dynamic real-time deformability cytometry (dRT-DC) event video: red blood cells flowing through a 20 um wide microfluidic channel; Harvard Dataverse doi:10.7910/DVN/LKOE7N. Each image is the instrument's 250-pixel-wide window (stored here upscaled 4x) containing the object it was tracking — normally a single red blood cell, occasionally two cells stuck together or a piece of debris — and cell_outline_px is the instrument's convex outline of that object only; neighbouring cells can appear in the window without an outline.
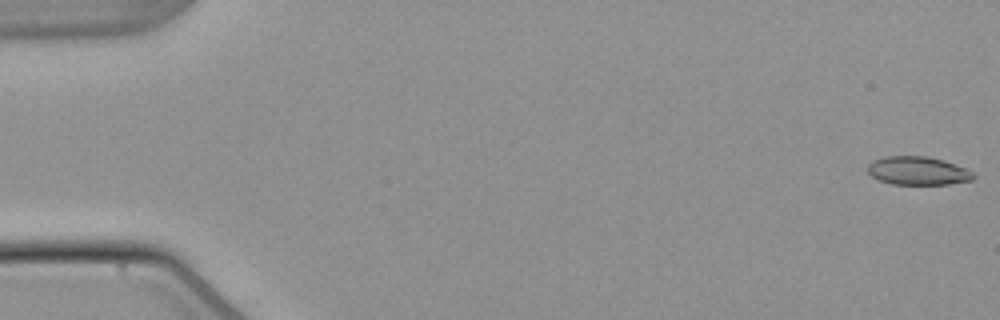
{"species": "common noctule bat (a hibernating species)", "species_latin": "Nyctalus noctula", "temperature_condition": "warm", "stored_images_in_passage": 45, "camera_frame_rate_fps": 3000, "um_per_image_px": 0.085, "animal": {"sex": "male", "body_mass_g": 21.5, "forearm_length_mm": 52.0}, "frame": {"image": 1, "passage_image": 1, "time_ms": 0.0, "image_size_px": [1000, 320], "cell_outline_px": [[976, 176], [972, 180], [948, 184], [892, 184], [880, 180], [872, 176], [868, 172], [868, 164], [872, 160], [884, 156], [928, 156], [944, 160], [964, 168], [972, 172]], "centroid_in_image_um": [78.0, 14.51], "position_along_channel_um": 7.0, "area_um2": 17.46}}
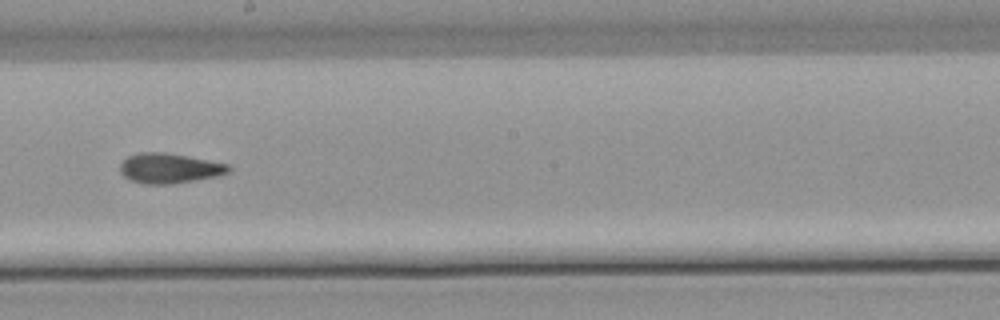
{"frame": {"image": 2, "passage_image": 31, "time_ms": 10.0, "image_size_px": [1000, 320], "cell_outline_px": [[232, 168], [228, 172], [216, 176], [172, 184], [144, 184], [128, 180], [120, 172], [120, 164], [128, 156], [140, 152], [164, 152], [188, 156], [228, 164]], "centroid_in_image_um": [14.36, 14.3], "position_along_channel_um": 233.8, "area_um2": 18.96}}
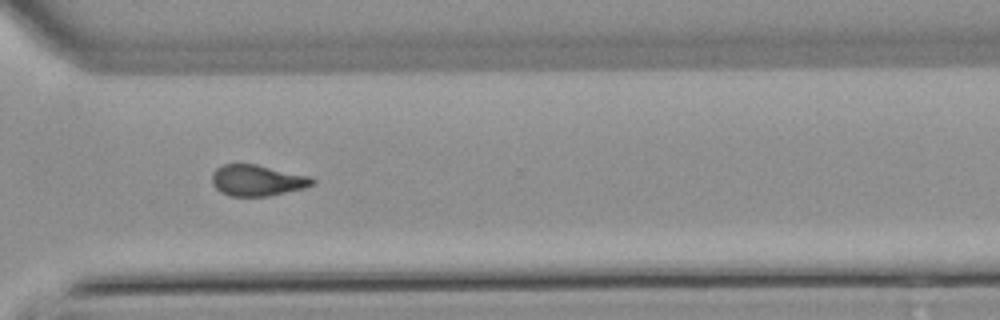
{"frame": {"image": 3, "passage_image": 40, "time_ms": 13.0, "image_size_px": [1000, 320], "cell_outline_px": [[316, 180], [312, 184], [304, 188], [268, 196], [228, 196], [220, 192], [212, 184], [212, 172], [216, 168], [224, 164], [256, 164], [312, 176]], "centroid_in_image_um": [21.86, 15.33], "position_along_channel_um": 348.7, "area_um2": 18.32}}